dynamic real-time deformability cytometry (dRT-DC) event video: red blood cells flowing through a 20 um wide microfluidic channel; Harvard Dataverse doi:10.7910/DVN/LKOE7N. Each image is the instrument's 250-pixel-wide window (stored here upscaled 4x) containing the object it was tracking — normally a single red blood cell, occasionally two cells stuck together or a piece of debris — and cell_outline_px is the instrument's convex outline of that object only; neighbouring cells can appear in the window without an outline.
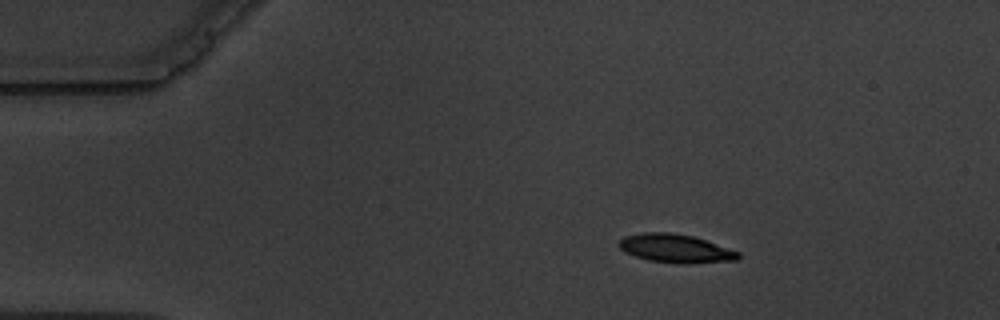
{"species": "common noctule bat (a hibernating species)", "species_latin": "Nyctalus noctula", "temperature_condition": "warm", "stored_images_in_passage": 4, "camera_frame_rate_fps": 3000, "um_per_image_px": 0.085, "animal": {"sex": "male", "body_mass_g": 19.5, "forearm_length_mm": 54.6}, "frame": {"image": 1, "passage_image": 2, "time_ms": 1.333, "image_size_px": [1000, 320], "cell_outline_px": [[740, 256], [736, 260], [680, 264], [648, 260], [624, 252], [616, 244], [624, 236], [644, 232], [672, 232], [692, 236], [740, 252]], "centroid_in_image_um": [57.37, 21.11], "position_along_channel_um": 27.6, "area_um2": 19.71}}